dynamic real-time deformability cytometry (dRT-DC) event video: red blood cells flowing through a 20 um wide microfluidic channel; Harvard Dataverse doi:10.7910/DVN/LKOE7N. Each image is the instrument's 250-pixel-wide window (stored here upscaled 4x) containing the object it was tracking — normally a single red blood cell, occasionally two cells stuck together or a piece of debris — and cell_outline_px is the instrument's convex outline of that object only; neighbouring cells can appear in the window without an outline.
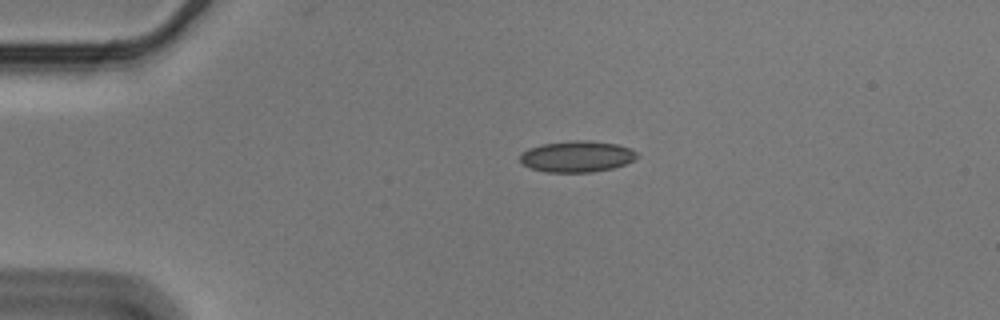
{"species": "Egyptian fruit bat (a non-hibernating species)", "species_latin": "Rousettus aegyptiacus", "temperature_condition": "cold", "stored_images_in_passage": 47, "camera_frame_rate_fps": 3000, "um_per_image_px": 0.085, "animal": {"sex": "male"}, "frame": {"image": 1, "passage_image": 2, "time_ms": 0.333, "image_size_px": [1000, 320], "cell_outline_px": [[640, 156], [636, 160], [612, 168], [592, 172], [548, 172], [532, 168], [524, 164], [520, 160], [520, 156], [528, 148], [544, 144], [572, 140], [588, 140], [616, 144], [632, 148], [640, 152]], "centroid_in_image_um": [49.13, 13.29], "position_along_channel_um": 35.9, "area_um2": 21.33}}
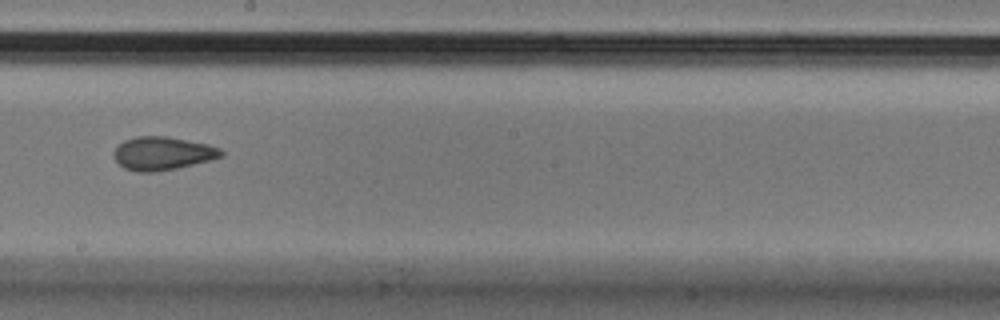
{"frame": {"image": 2, "passage_image": 22, "time_ms": 7.0, "image_size_px": [1000, 320], "cell_outline_px": [[224, 156], [176, 168], [156, 172], [136, 172], [124, 168], [112, 156], [112, 152], [124, 140], [136, 136], [168, 136], [208, 144], [220, 148], [224, 152]], "centroid_in_image_um": [13.8, 13.03], "position_along_channel_um": 234.4, "area_um2": 20.87}}
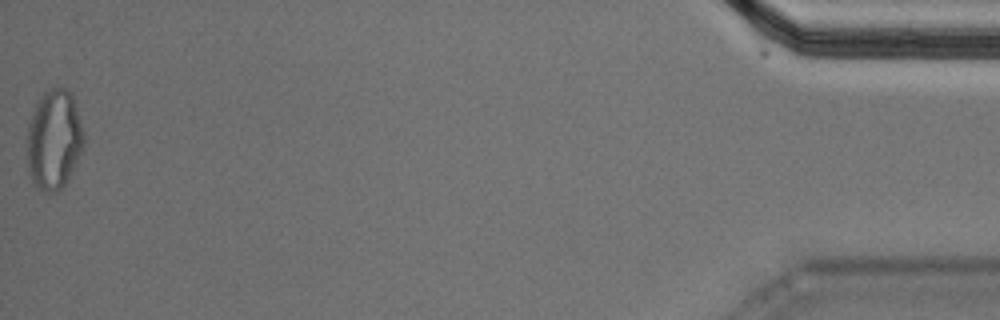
{"frame": {"image": 3, "passage_image": 46, "time_ms": 15.0, "image_size_px": [1000, 320], "cell_outline_px": [[84, 148], [68, 180], [56, 192], [44, 192], [36, 188], [32, 180], [28, 164], [28, 124], [36, 104], [44, 92], [52, 88], [64, 88], [72, 92], [84, 132]], "centroid_in_image_um": [4.62, 11.87], "position_along_channel_um": 430.6, "area_um2": 33.0}, "authors_computed_cell_mechanics": {"area_um2": 21.2704, "velocity_mm_per_s": 3.581, "shape_relaxation_time_tau1_ms": null, "shape_relaxation_time_tau2_ms": 2.4823, "deformation_change_tau1": null, "deformation_change_tau2": 0.0881}}